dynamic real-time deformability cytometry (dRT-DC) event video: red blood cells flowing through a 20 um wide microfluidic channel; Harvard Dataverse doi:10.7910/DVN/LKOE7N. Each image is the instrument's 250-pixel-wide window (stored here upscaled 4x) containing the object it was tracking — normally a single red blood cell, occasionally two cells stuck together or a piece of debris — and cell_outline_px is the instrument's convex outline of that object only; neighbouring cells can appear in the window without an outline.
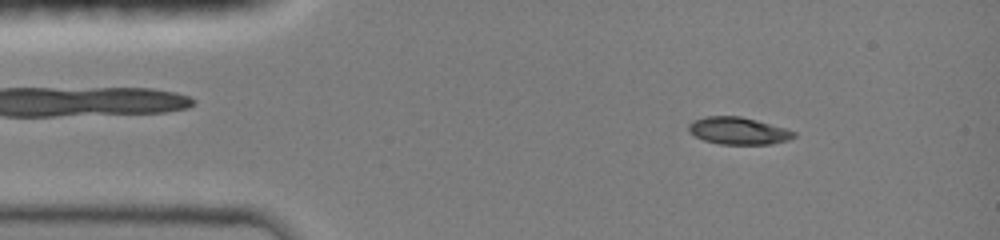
{"species": "common noctule bat (a hibernating species)", "species_latin": "Nyctalus noctula", "temperature_condition": "room temperature", "stored_images_in_passage": 32, "camera_frame_rate_fps": 3000, "um_per_image_px": 0.085, "animal": {"sex": "female", "body_mass_g": 19.0, "forearm_length_mm": 51.5}, "frame": {"image": 1, "passage_image": 4, "time_ms": 1.0, "image_size_px": [1000, 240], "cell_outline_px": [[796, 136], [788, 140], [768, 144], [720, 144], [704, 140], [696, 136], [688, 128], [688, 124], [692, 120], [704, 116], [740, 116], [756, 120], [784, 128], [796, 132]], "centroid_in_image_um": [62.74, 11.11], "position_along_channel_um": 22.3, "area_um2": 16.53}}
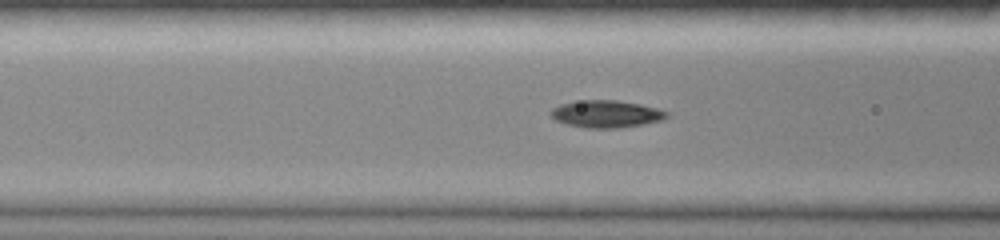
{"frame": {"image": 2, "passage_image": 19, "time_ms": 4.667, "image_size_px": [1000, 240], "cell_outline_px": [[668, 116], [660, 120], [644, 124], [616, 128], [588, 128], [568, 124], [556, 120], [548, 112], [552, 108], [560, 104], [584, 100], [616, 100], [640, 104], [656, 108], [668, 112]], "centroid_in_image_um": [51.51, 9.68], "position_along_channel_um": 115.1, "area_um2": 18.21}}
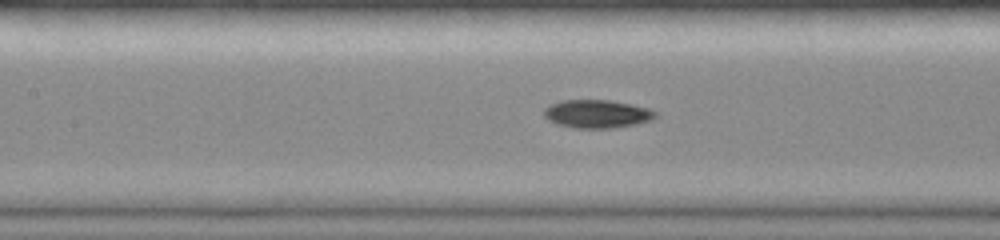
{"frame": {"image": 3, "passage_image": 26, "time_ms": 5.667, "image_size_px": [1000, 240], "cell_outline_px": [[656, 116], [652, 120], [636, 124], [608, 128], [576, 128], [556, 124], [548, 120], [544, 116], [544, 108], [552, 104], [564, 100], [608, 100], [632, 104], [648, 108], [656, 112]], "centroid_in_image_um": [50.74, 9.68], "position_along_channel_um": 156.7, "area_um2": 18.21}}